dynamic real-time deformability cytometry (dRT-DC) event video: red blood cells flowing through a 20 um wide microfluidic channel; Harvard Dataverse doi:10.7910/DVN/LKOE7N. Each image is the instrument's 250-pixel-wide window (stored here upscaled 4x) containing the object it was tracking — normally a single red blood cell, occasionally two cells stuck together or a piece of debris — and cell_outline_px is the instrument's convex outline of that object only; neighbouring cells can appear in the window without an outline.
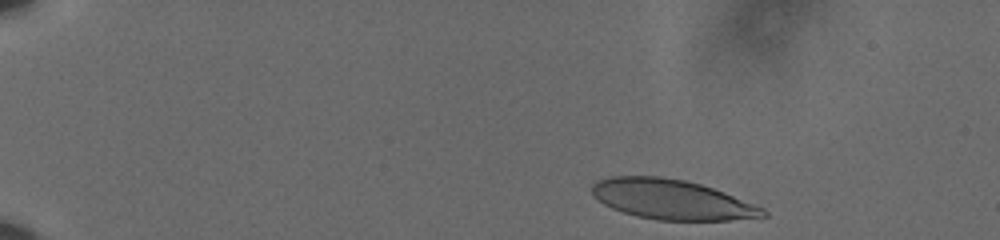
{"species": "human", "species_latin": "Homo sapiens", "temperature_condition": "cold", "stored_images_in_passage": 47, "camera_frame_rate_fps": 3000, "um_per_image_px": 0.085, "donor": {"sex": "male"}, "frame": {"image": 1, "passage_image": 2, "time_ms": 0.333, "image_size_px": [1000, 240], "cell_outline_px": [[768, 216], [728, 220], [656, 220], [636, 216], [612, 208], [596, 200], [592, 192], [592, 184], [596, 180], [612, 176], [660, 176], [684, 180], [700, 184], [724, 192], [764, 208], [768, 212]], "centroid_in_image_um": [57.08, 16.95], "position_along_channel_um": 27.9, "area_um2": 39.71}}
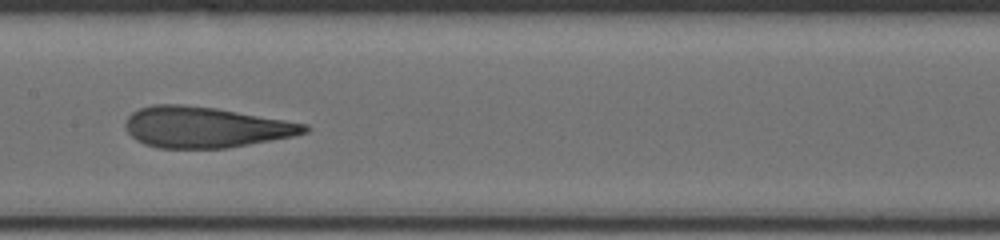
{"frame": {"image": 2, "passage_image": 25, "time_ms": 8.0, "image_size_px": [1000, 240], "cell_outline_px": [[312, 128], [308, 132], [292, 136], [272, 140], [228, 148], [156, 148], [144, 144], [136, 140], [128, 132], [124, 124], [128, 116], [132, 112], [140, 108], [152, 104], [184, 104], [216, 108], [308, 124]], "centroid_in_image_um": [17.44, 10.81], "position_along_channel_um": 190.0, "area_um2": 42.77}}
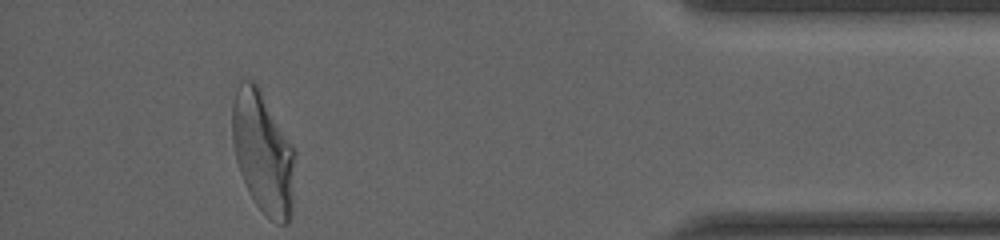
{"frame": {"image": 3, "passage_image": 47, "time_ms": 15.333, "image_size_px": [1000, 240], "cell_outline_px": [[296, 156], [292, 216], [288, 224], [280, 224], [268, 216], [256, 204], [240, 172], [236, 160], [232, 140], [232, 100], [236, 88], [240, 80], [252, 80], [260, 88], [296, 148]], "centroid_in_image_um": [22.39, 12.93], "position_along_channel_um": 412.8, "area_um2": 45.2}, "authors_computed_cell_mechanics": {"area_um2": 42.3096, "velocity_mm_per_s": 3.5987, "shape_relaxation_time_tau1_ms": 5.0896, "shape_relaxation_time_tau2_ms": 1.1589, "deformation_change_tau1": 0.1996, "deformation_change_tau2": 0.097}}